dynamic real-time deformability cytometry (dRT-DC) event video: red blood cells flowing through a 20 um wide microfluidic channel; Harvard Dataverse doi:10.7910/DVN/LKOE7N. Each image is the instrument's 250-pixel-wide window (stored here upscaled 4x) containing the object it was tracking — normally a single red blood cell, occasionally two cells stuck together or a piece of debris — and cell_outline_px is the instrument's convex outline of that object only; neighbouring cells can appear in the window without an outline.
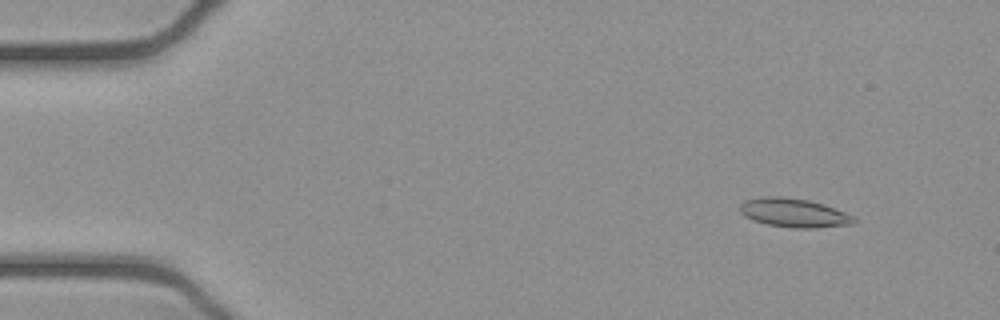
{"species": "common noctule bat (a hibernating species)", "species_latin": "Nyctalus noctula", "temperature_condition": "cold", "stored_images_in_passage": 52, "camera_frame_rate_fps": 3000, "um_per_image_px": 0.085, "animal": {"sex": "female", "body_mass_g": 21.9}, "frame": {"image": 1, "passage_image": 5, "time_ms": 1.333, "image_size_px": [1000, 320], "cell_outline_px": [[856, 220], [852, 224], [816, 228], [796, 228], [768, 224], [752, 220], [744, 216], [740, 212], [740, 204], [744, 200], [760, 196], [780, 196], [808, 200], [824, 204], [856, 216]], "centroid_in_image_um": [67.48, 18.08], "position_along_channel_um": 17.5, "area_um2": 19.31}}
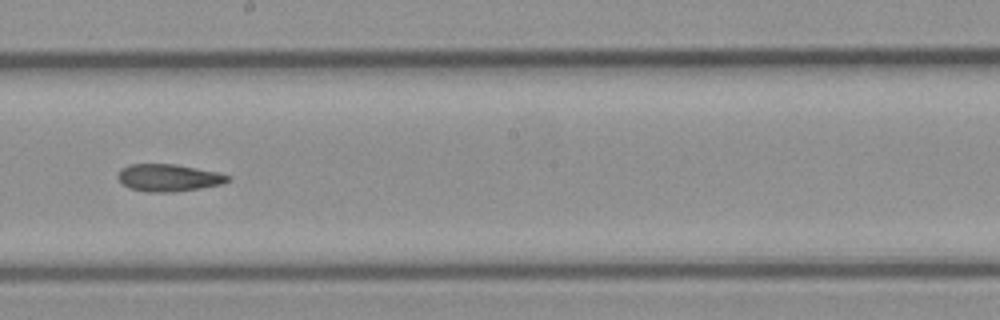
{"frame": {"image": 2, "passage_image": 29, "time_ms": 9.333, "image_size_px": [1000, 320], "cell_outline_px": [[232, 176], [228, 180], [220, 184], [200, 188], [172, 192], [148, 192], [128, 188], [116, 176], [120, 168], [128, 164], [176, 164], [220, 172]], "centroid_in_image_um": [14.31, 15.09], "position_along_channel_um": 233.9, "area_um2": 17.57}}
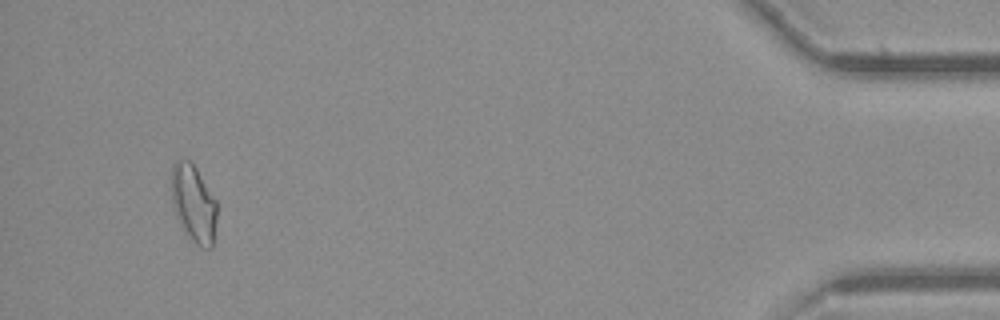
{"frame": {"image": 3, "passage_image": 49, "time_ms": 16.0, "image_size_px": [1000, 320], "cell_outline_px": [[216, 220], [212, 248], [208, 248], [188, 240], [176, 216], [172, 204], [172, 164], [180, 156], [188, 160], [196, 168], [216, 200]], "centroid_in_image_um": [16.43, 17.29], "position_along_channel_um": 418.8, "area_um2": 20.58}, "authors_computed_cell_mechanics": {"area_um2": 18.207, "velocity_mm_per_s": 3.9261, "shape_relaxation_time_tau1_ms": null, "shape_relaxation_time_tau2_ms": 3.1811, "deformation_change_tau1": null, "deformation_change_tau2": 0.0971}}